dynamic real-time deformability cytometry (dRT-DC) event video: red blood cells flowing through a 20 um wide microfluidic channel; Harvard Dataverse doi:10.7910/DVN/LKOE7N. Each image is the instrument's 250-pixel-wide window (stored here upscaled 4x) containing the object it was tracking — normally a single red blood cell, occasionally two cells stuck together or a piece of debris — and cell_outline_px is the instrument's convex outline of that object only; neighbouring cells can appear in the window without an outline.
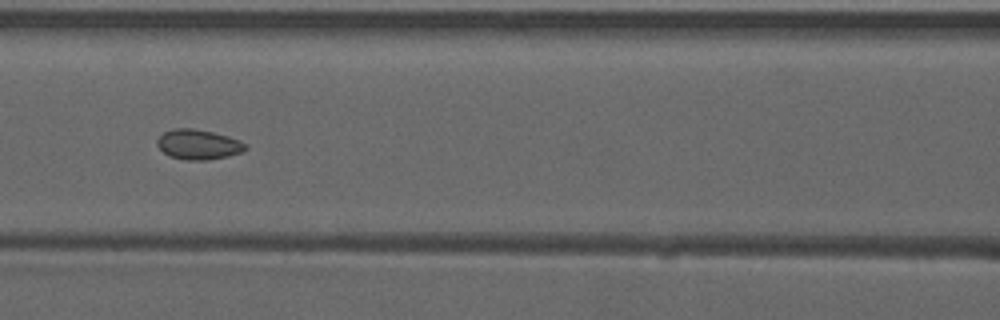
{"species": "common noctule bat (a hibernating species)", "species_latin": "Nyctalus noctula", "temperature_condition": "warm", "stored_images_in_passage": 8, "camera_frame_rate_fps": 3000, "um_per_image_px": 0.085, "animal": {"sex": "male", "forearm_length_mm": 52.5}, "frame": {"image": 1, "passage_image": 7, "time_ms": 2.0, "image_size_px": [1000, 320], "cell_outline_px": [[248, 148], [240, 152], [228, 156], [208, 160], [188, 160], [168, 156], [156, 144], [156, 140], [164, 132], [176, 128], [192, 128], [212, 132], [228, 136], [240, 140], [248, 144]], "centroid_in_image_um": [16.87, 12.28], "position_along_channel_um": 149.7, "area_um2": 15.43}}
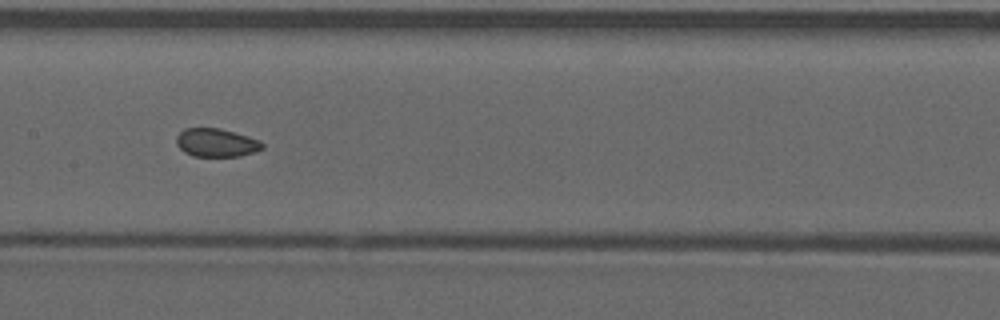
{"frame": {"image": 2, "passage_image": 8, "time_ms": 2.333, "image_size_px": [1000, 320], "cell_outline_px": [[264, 148], [256, 152], [240, 156], [192, 156], [184, 152], [176, 144], [176, 136], [184, 128], [220, 128], [248, 136], [260, 140], [264, 144]], "centroid_in_image_um": [18.4, 12.13], "position_along_channel_um": 189.0, "area_um2": 14.33}}